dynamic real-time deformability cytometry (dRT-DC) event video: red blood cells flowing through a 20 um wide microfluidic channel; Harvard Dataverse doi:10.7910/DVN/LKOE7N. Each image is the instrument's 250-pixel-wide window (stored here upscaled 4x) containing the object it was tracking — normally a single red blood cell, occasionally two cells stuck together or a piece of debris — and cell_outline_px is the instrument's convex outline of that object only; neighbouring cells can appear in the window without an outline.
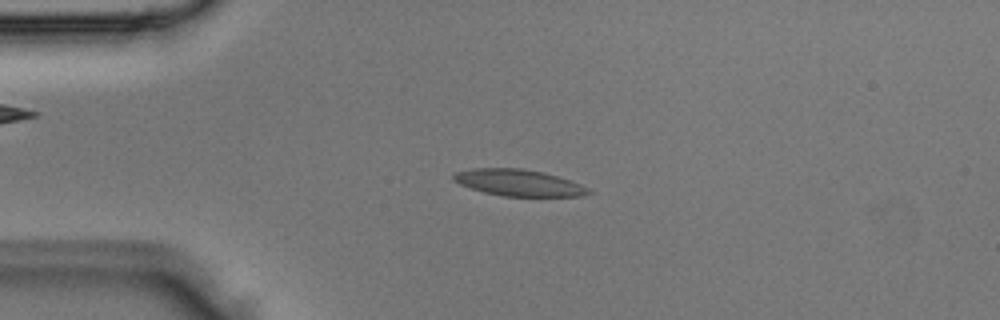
{"species": "Egyptian fruit bat (a non-hibernating species)", "species_latin": "Rousettus aegyptiacus", "temperature_condition": "room temperature", "stored_images_in_passage": 2, "camera_frame_rate_fps": 3000, "um_per_image_px": 0.085, "animal": {"sex": "male"}, "frame": {"image": 1, "passage_image": 2, "time_ms": 0.333, "image_size_px": [1000, 320], "cell_outline_px": [[592, 192], [584, 196], [504, 196], [484, 192], [460, 184], [452, 180], [452, 172], [472, 168], [520, 168], [544, 172], [580, 184], [588, 188]], "centroid_in_image_um": [44.04, 15.52], "position_along_channel_um": 41.0, "area_um2": 20.81}}